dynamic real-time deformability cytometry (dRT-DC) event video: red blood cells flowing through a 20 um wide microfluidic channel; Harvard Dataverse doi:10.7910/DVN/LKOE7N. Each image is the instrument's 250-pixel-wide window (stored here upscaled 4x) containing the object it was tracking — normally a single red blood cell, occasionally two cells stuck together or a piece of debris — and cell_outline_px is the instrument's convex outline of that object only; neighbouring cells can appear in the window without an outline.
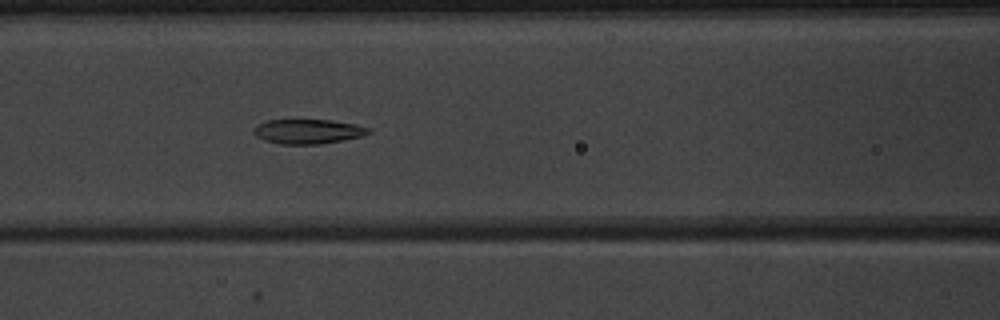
{"species": "common noctule bat (a hibernating species)", "species_latin": "Nyctalus noctula", "temperature_condition": "warm", "stored_images_in_passage": 35, "camera_frame_rate_fps": 3000, "um_per_image_px": 0.085, "animal": {"sex": "male", "body_mass_g": 20.1, "forearm_length_mm": 53.5}, "frame": {"image": 1, "passage_image": 7, "time_ms": 2.0, "image_size_px": [1000, 320], "cell_outline_px": [[372, 132], [364, 136], [344, 140], [320, 144], [280, 144], [264, 140], [256, 136], [252, 132], [252, 128], [256, 124], [268, 120], [332, 120], [356, 124], [368, 128]], "centroid_in_image_um": [26.16, 11.17], "position_along_channel_um": 140.4, "area_um2": 16.65}}
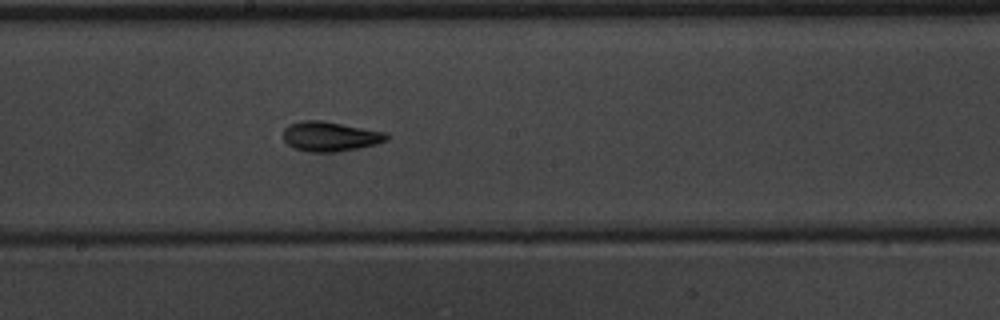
{"frame": {"image": 2, "passage_image": 13, "time_ms": 4.0, "image_size_px": [1000, 320], "cell_outline_px": [[388, 140], [376, 144], [360, 148], [336, 152], [308, 152], [296, 148], [288, 144], [284, 140], [284, 128], [288, 124], [304, 120], [320, 120], [388, 132]], "centroid_in_image_um": [28.09, 11.59], "position_along_channel_um": 220.1, "area_um2": 17.98}}
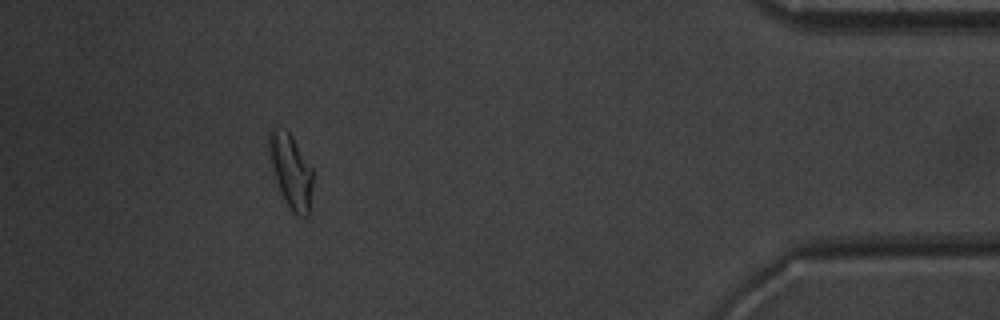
{"frame": {"image": 3, "passage_image": 31, "time_ms": 10.0, "image_size_px": [1000, 320], "cell_outline_px": [[312, 184], [308, 216], [296, 216], [292, 212], [276, 180], [268, 148], [268, 132], [272, 124], [288, 132], [292, 136], [312, 168]], "centroid_in_image_um": [24.71, 14.47], "position_along_channel_um": 410.5, "area_um2": 18.5}, "authors_computed_cell_mechanics": {"area_um2": 17.34, "velocity_mm_per_s": 3.9922, "shape_relaxation_time_tau1_ms": 6.1279, "shape_relaxation_time_tau2_ms": 2.552, "deformation_change_tau1": 0.1884, "deformation_change_tau2": 0.0792}}